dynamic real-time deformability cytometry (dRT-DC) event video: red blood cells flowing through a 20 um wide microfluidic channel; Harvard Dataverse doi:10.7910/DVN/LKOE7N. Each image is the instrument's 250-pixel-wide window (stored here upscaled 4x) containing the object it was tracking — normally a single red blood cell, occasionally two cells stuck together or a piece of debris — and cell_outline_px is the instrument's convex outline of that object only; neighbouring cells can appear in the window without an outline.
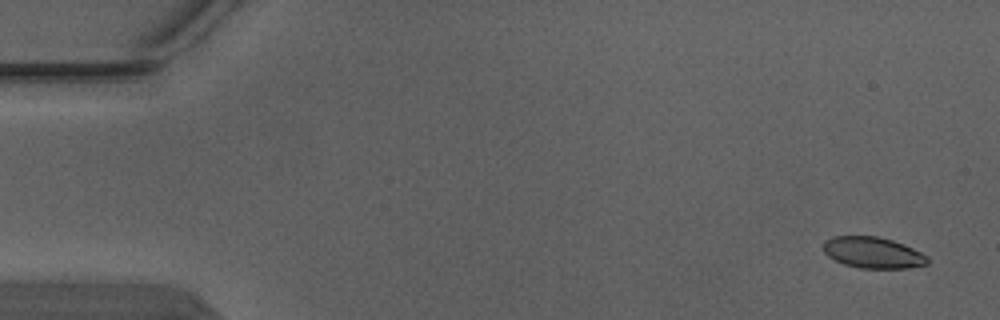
{"species": "Egyptian fruit bat (a non-hibernating species)", "species_latin": "Rousettus aegyptiacus", "temperature_condition": "warm", "stored_images_in_passage": 4, "segment_of_instrument_passage": [2, 2], "camera_frame_rate_fps": 3000, "um_per_image_px": 0.085, "animal": {"sex": "male"}, "frame": {"image": 1, "passage_image": 4, "time_ms": 1.0, "image_size_px": [1000, 320], "cell_outline_px": [[928, 264], [908, 268], [860, 268], [844, 264], [828, 256], [820, 248], [824, 240], [832, 236], [880, 236], [904, 244], [928, 256]], "centroid_in_image_um": [74.16, 21.46], "position_along_channel_um": 10.8, "area_um2": 19.13}}